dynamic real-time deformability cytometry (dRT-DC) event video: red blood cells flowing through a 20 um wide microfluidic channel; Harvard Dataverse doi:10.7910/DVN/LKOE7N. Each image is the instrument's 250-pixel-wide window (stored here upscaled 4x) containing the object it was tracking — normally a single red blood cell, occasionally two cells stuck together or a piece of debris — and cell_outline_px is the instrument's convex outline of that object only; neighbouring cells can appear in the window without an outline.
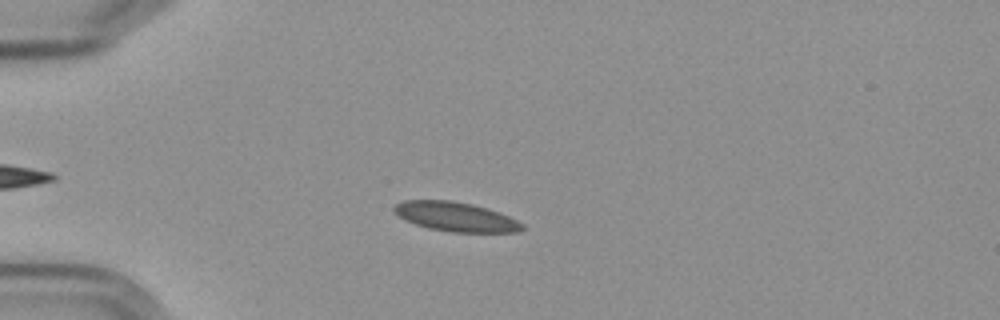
{"species": "Egyptian fruit bat (a non-hibernating species)", "species_latin": "Rousettus aegyptiacus", "temperature_condition": "cold", "stored_images_in_passage": 54, "camera_frame_rate_fps": 3000, "um_per_image_px": 0.085, "frame": {"image": 1, "passage_image": 12, "time_ms": 3.667, "image_size_px": [1000, 320], "cell_outline_px": [[524, 228], [520, 232], [452, 232], [428, 228], [404, 220], [392, 212], [392, 208], [396, 204], [404, 200], [452, 200], [472, 204], [500, 212], [524, 224]], "centroid_in_image_um": [38.71, 18.42], "position_along_channel_um": 46.3, "area_um2": 22.02}}
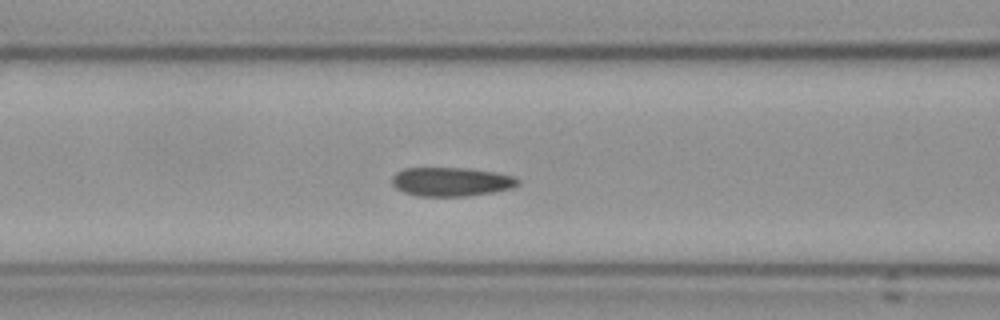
{"frame": {"image": 2, "passage_image": 21, "time_ms": 6.667, "image_size_px": [1000, 320], "cell_outline_px": [[520, 184], [512, 188], [492, 192], [468, 196], [416, 196], [404, 192], [396, 188], [392, 184], [392, 176], [396, 172], [404, 168], [464, 168], [496, 172], [516, 176], [520, 180]], "centroid_in_image_um": [38.37, 15.44], "position_along_channel_um": 128.2, "area_um2": 21.39}}
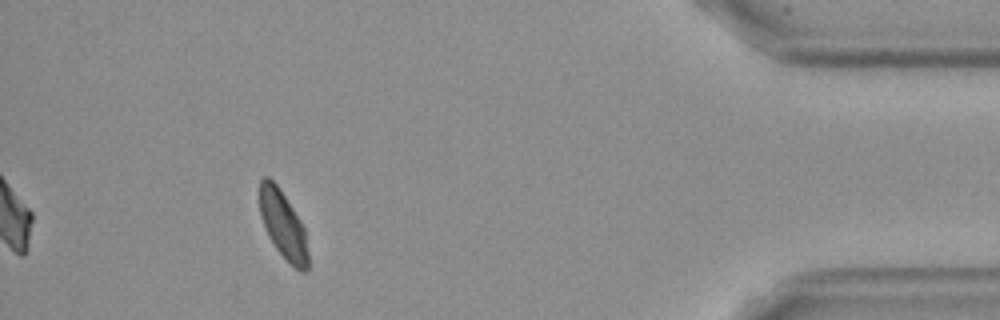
{"frame": {"image": 3, "passage_image": 49, "time_ms": 16.0, "image_size_px": [1000, 320], "cell_outline_px": [[308, 268], [304, 272], [300, 272], [276, 248], [268, 236], [260, 216], [260, 180], [264, 176], [268, 176], [276, 184], [300, 220], [304, 228], [308, 252]], "centroid_in_image_um": [24.05, 19.11], "position_along_channel_um": 411.1, "area_um2": 18.73}, "authors_computed_cell_mechanics": {"area_um2": 21.1837, "velocity_mm_per_s": 3.5738, "shape_relaxation_time_tau1_ms": null, "shape_relaxation_time_tau2_ms": 3.2907, "deformation_change_tau1": null, "deformation_change_tau2": 0.0656}}